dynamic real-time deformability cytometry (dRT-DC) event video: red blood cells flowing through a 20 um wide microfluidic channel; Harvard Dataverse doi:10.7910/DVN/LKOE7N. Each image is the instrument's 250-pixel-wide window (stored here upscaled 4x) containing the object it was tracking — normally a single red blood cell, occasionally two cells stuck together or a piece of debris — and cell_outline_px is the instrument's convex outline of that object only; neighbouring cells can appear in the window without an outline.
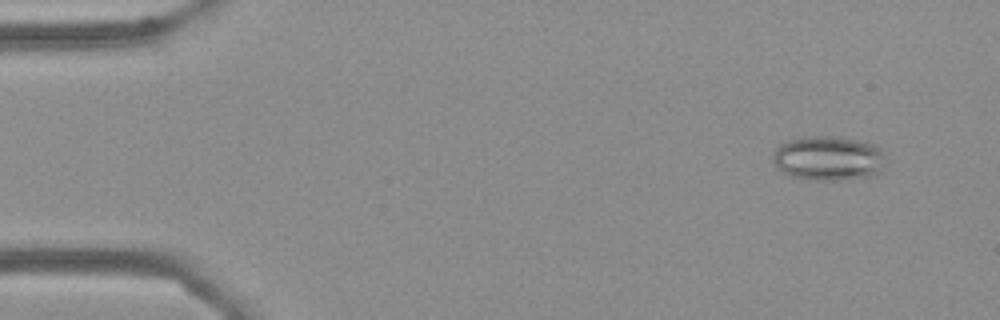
{"species": "Egyptian fruit bat (a non-hibernating species)", "species_latin": "Rousettus aegyptiacus", "temperature_condition": "cold", "stored_images_in_passage": 56, "camera_frame_rate_fps": 3000, "um_per_image_px": 0.085, "frame": {"image": 1, "passage_image": 5, "time_ms": 1.333, "image_size_px": [1000, 320], "cell_outline_px": [[888, 164], [880, 176], [848, 180], [816, 180], [792, 176], [780, 172], [776, 168], [772, 160], [772, 152], [780, 144], [796, 136], [828, 136], [860, 140], [876, 144], [880, 148]], "centroid_in_image_um": [70.47, 13.47], "position_along_channel_um": 14.5, "area_um2": 30.46}}
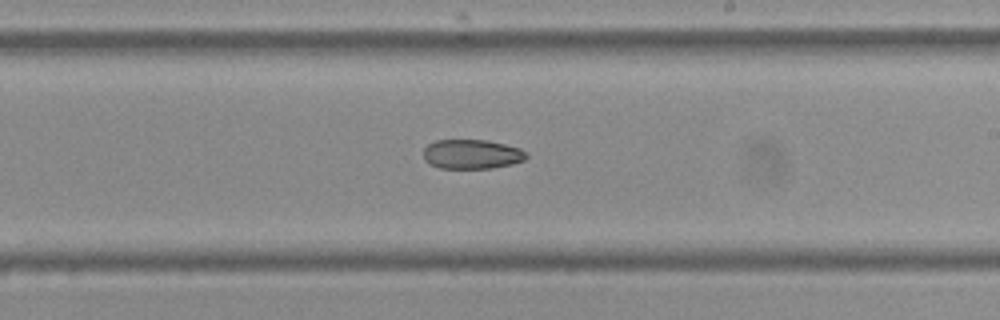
{"frame": {"image": 2, "passage_image": 33, "time_ms": 10.667, "image_size_px": [1000, 320], "cell_outline_px": [[528, 156], [524, 160], [512, 164], [492, 168], [440, 168], [428, 164], [424, 160], [424, 148], [428, 144], [436, 140], [488, 140], [520, 148], [528, 152]], "centroid_in_image_um": [40.11, 13.1], "position_along_channel_um": 248.9, "area_um2": 17.8}}
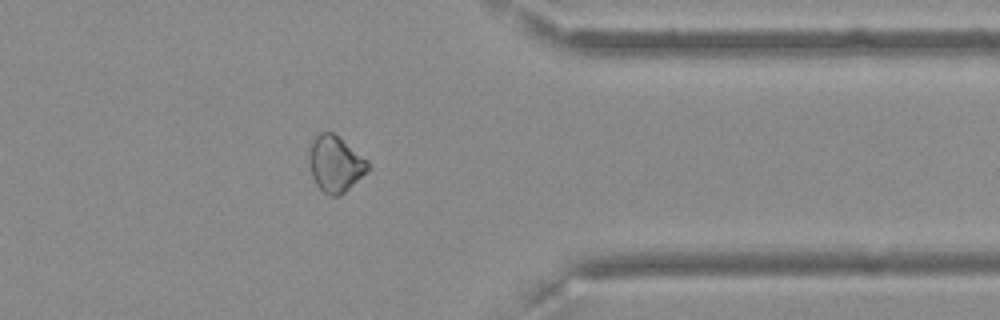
{"frame": {"image": 3, "passage_image": 45, "time_ms": 14.667, "image_size_px": [1000, 320], "cell_outline_px": [[372, 168], [368, 172], [340, 196], [328, 196], [316, 184], [312, 176], [308, 156], [312, 140], [320, 132], [332, 132], [368, 160]], "centroid_in_image_um": [28.52, 13.95], "position_along_channel_um": 382.9, "area_um2": 19.31}}